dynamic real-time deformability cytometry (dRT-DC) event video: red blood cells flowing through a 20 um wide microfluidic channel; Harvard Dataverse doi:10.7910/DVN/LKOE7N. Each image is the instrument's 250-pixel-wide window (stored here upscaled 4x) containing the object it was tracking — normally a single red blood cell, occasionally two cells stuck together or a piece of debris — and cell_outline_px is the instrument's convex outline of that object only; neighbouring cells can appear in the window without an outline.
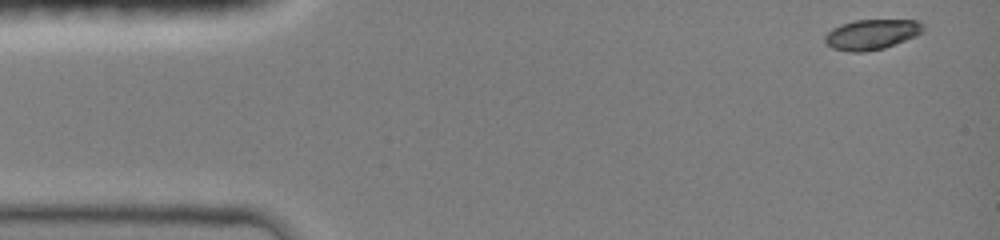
{"species": "common noctule bat (a hibernating species)", "species_latin": "Nyctalus noctula", "temperature_condition": "room temperature", "stored_images_in_passage": 43, "camera_frame_rate_fps": 3000, "um_per_image_px": 0.085, "animal": {"sex": "female", "body_mass_g": 19.0, "forearm_length_mm": 51.5}, "frame": {"image": 1, "passage_image": 1, "time_ms": 0.0, "image_size_px": [1000, 240], "cell_outline_px": [[924, 28], [916, 36], [884, 48], [864, 52], [852, 52], [832, 48], [824, 40], [824, 36], [832, 28], [840, 24], [856, 20], [920, 20], [924, 24]], "centroid_in_image_um": [74.09, 2.92], "position_along_channel_um": 10.9, "area_um2": 17.28}}
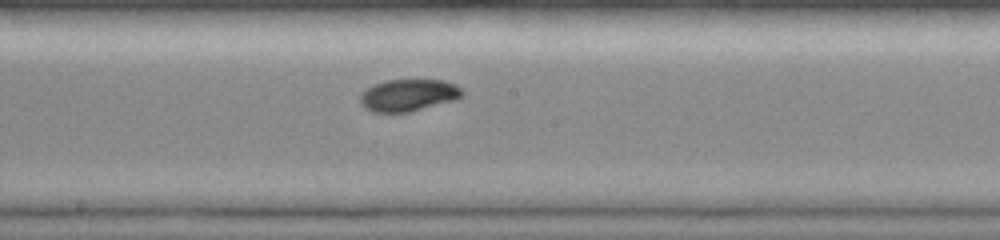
{"frame": {"image": 2, "passage_image": 24, "time_ms": 7.667, "image_size_px": [1000, 240], "cell_outline_px": [[464, 96], [456, 100], [408, 112], [372, 112], [364, 108], [360, 104], [360, 96], [368, 88], [384, 80], [444, 80], [456, 84], [464, 92]], "centroid_in_image_um": [34.75, 8.09], "position_along_channel_um": 213.5, "area_um2": 19.07}}
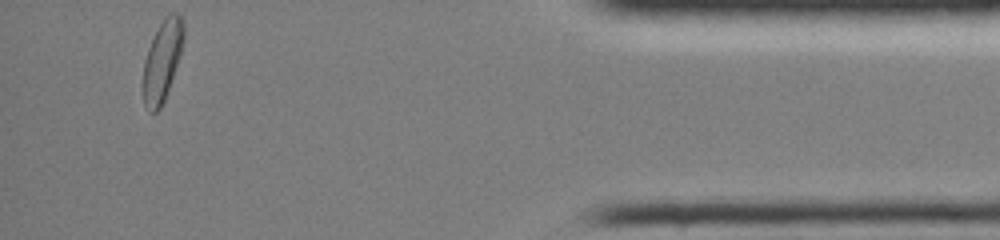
{"frame": {"image": 3, "passage_image": 43, "time_ms": 14.0, "image_size_px": [1000, 240], "cell_outline_px": [[184, 36], [180, 56], [164, 100], [160, 108], [156, 112], [152, 112], [144, 104], [140, 84], [144, 60], [148, 48], [164, 16], [168, 12], [180, 12], [184, 20]], "centroid_in_image_um": [13.77, 5.13], "position_along_channel_um": 421.4, "area_um2": 19.48}, "authors_computed_cell_mechanics": {"area_um2": 18.496, "velocity_mm_per_s": 4.0291, "shape_relaxation_time_tau1_ms": 3.6066, "shape_relaxation_time_tau2_ms": null, "deformation_change_tau1": 0.1181, "deformation_change_tau2": null}}